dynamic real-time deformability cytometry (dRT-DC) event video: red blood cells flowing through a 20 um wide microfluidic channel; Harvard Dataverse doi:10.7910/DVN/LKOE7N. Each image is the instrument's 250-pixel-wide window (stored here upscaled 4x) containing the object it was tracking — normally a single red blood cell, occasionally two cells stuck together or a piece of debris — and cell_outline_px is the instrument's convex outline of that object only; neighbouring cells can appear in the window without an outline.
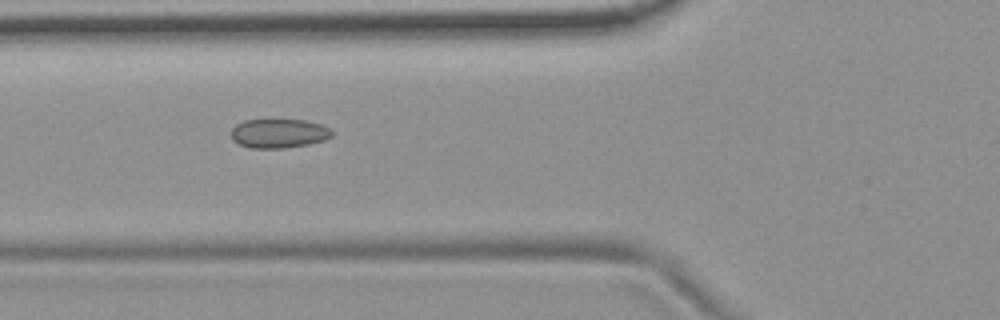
{"species": "common noctule bat (a hibernating species)", "species_latin": "Nyctalus noctula", "temperature_condition": "room temperature", "stored_images_in_passage": 10, "camera_frame_rate_fps": 3000, "um_per_image_px": 0.085, "animal": {"sex": "female", "body_mass_g": 19.9}, "frame": {"image": 1, "passage_image": 6, "time_ms": 5.667, "image_size_px": [1000, 320], "cell_outline_px": [[332, 136], [324, 140], [308, 144], [284, 148], [248, 148], [232, 140], [232, 128], [236, 124], [244, 120], [268, 116], [304, 120], [320, 124], [332, 128]], "centroid_in_image_um": [23.67, 11.28], "position_along_channel_um": 102.1, "area_um2": 17.98}}
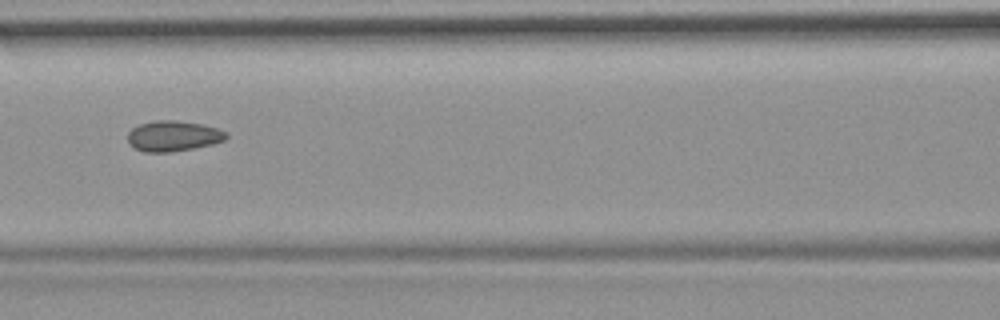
{"frame": {"image": 2, "passage_image": 7, "time_ms": 7.0, "image_size_px": [1000, 320], "cell_outline_px": [[228, 136], [224, 140], [212, 144], [172, 152], [144, 152], [128, 144], [128, 132], [132, 128], [140, 124], [156, 120], [176, 120], [200, 124], [216, 128], [228, 132]], "centroid_in_image_um": [14.71, 11.56], "position_along_channel_um": 151.9, "area_um2": 17.46}}